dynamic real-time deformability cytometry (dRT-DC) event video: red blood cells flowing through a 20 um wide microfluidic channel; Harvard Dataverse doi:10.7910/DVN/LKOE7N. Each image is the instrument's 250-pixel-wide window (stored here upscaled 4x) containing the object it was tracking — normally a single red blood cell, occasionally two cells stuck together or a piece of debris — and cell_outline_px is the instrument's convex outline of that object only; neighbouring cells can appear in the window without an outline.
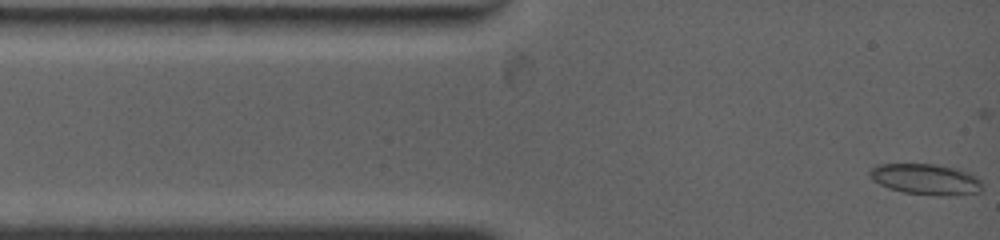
{"species": "common noctule bat (a hibernating species)", "species_latin": "Nyctalus noctula", "temperature_condition": "warm", "stored_images_in_passage": 40, "camera_frame_rate_fps": 4500, "um_per_image_px": 0.085, "animal": {"sex": "female", "body_mass_g": 19.0, "forearm_length_mm": 53.3}, "frame": {"image": 1, "passage_image": 1, "time_ms": 0.0, "image_size_px": [1000, 240], "cell_outline_px": [[980, 192], [952, 196], [936, 196], [904, 192], [888, 188], [872, 180], [868, 172], [872, 168], [880, 164], [936, 164], [956, 168], [968, 172], [976, 176], [980, 180]], "centroid_in_image_um": [78.69, 15.24], "position_along_channel_um": 6.3, "area_um2": 20.29}}
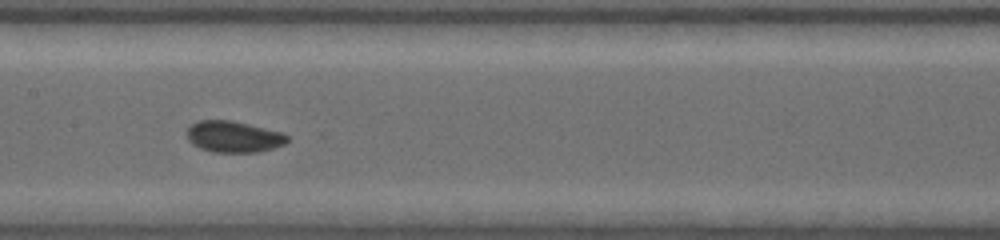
{"frame": {"image": 2, "passage_image": 18, "time_ms": 6.0, "image_size_px": [1000, 240], "cell_outline_px": [[288, 140], [284, 144], [272, 148], [256, 152], [212, 152], [200, 148], [192, 144], [188, 140], [188, 128], [192, 124], [200, 120], [232, 120], [284, 132], [288, 136]], "centroid_in_image_um": [19.87, 11.61], "position_along_channel_um": 187.5, "area_um2": 18.32}}
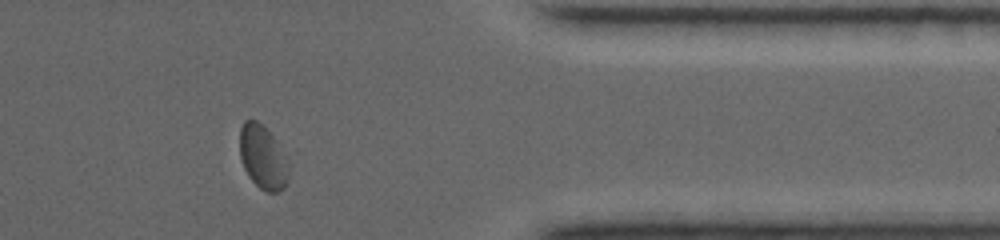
{"frame": {"image": 3, "passage_image": 35, "time_ms": 11.778, "image_size_px": [1000, 240], "cell_outline_px": [[288, 180], [284, 188], [280, 192], [268, 192], [260, 188], [248, 176], [240, 160], [240, 128], [244, 120], [256, 120], [276, 140], [288, 156]], "centroid_in_image_um": [22.36, 13.38], "position_along_channel_um": 389.0, "area_um2": 18.32}, "authors_computed_cell_mechanics": {"area_um2": 18.2648, "velocity_mm_per_s": 3.8014, "shape_relaxation_time_tau1_ms": 4.9815, "shape_relaxation_time_tau2_ms": null, "deformation_change_tau1": 0.0855, "deformation_change_tau2": null}}